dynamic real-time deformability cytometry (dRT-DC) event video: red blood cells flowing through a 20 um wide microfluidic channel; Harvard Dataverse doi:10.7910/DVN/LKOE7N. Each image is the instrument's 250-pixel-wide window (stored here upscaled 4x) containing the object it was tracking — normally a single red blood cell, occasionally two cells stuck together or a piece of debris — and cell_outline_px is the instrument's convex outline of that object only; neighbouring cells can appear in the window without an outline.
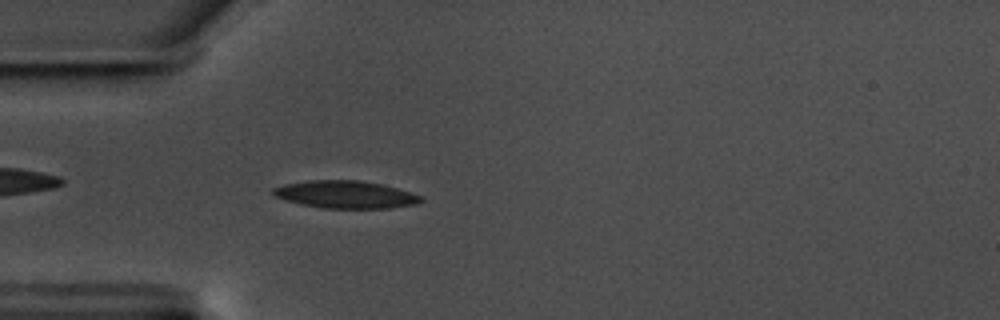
{"species": "common noctule bat (a hibernating species)", "species_latin": "Nyctalus noctula", "temperature_condition": "warm", "stored_images_in_passage": 57, "camera_frame_rate_fps": 3000, "um_per_image_px": 0.085, "animal": {"sex": "male", "body_mass_g": 17.5, "forearm_length_mm": 52.3}, "frame": {"image": 1, "passage_image": 16, "time_ms": 5.0, "image_size_px": [1000, 320], "cell_outline_px": [[424, 200], [416, 204], [388, 208], [324, 208], [300, 204], [284, 200], [272, 196], [272, 188], [284, 184], [308, 180], [360, 180], [380, 184], [396, 188], [424, 196]], "centroid_in_image_um": [29.34, 16.53], "position_along_channel_um": 55.7, "area_um2": 23.81}}
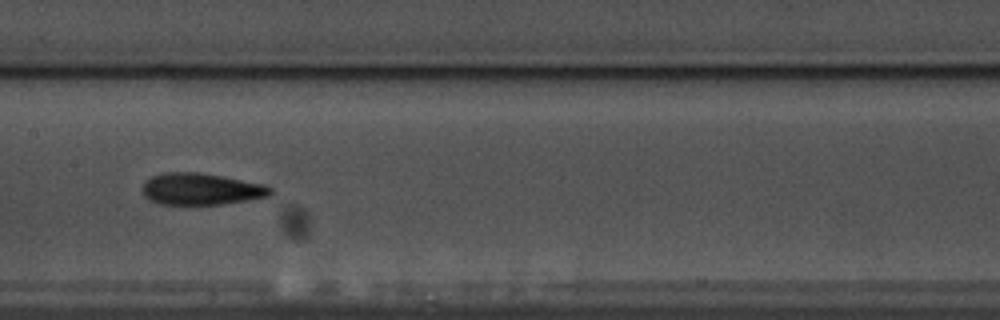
{"frame": {"image": 2, "passage_image": 28, "time_ms": 9.0, "image_size_px": [1000, 320], "cell_outline_px": [[272, 192], [268, 196], [248, 200], [224, 204], [160, 204], [144, 196], [144, 184], [152, 176], [164, 172], [200, 172], [224, 176], [264, 184], [272, 188]], "centroid_in_image_um": [17.13, 16.06], "position_along_channel_um": 190.3, "area_um2": 23.52}}
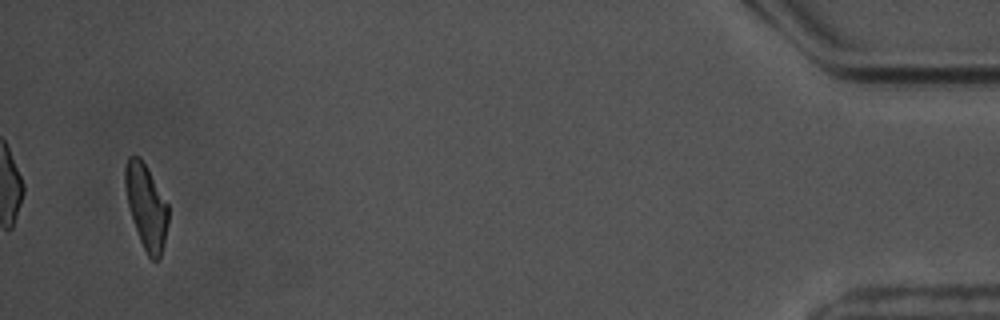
{"frame": {"image": 3, "passage_image": 55, "time_ms": 18.0, "image_size_px": [1000, 320], "cell_outline_px": [[168, 224], [160, 260], [152, 260], [148, 256], [140, 240], [128, 204], [124, 184], [124, 168], [128, 156], [140, 156], [168, 204]], "centroid_in_image_um": [12.43, 17.55], "position_along_channel_um": 422.8, "area_um2": 21.04}, "authors_computed_cell_mechanics": {"area_um2": 22.5998, "velocity_mm_per_s": 3.5134, "shape_relaxation_time_tau1_ms": 6.5921, "shape_relaxation_time_tau2_ms": 5.1104, "deformation_change_tau1": 0.1844, "deformation_change_tau2": 0.1405}}